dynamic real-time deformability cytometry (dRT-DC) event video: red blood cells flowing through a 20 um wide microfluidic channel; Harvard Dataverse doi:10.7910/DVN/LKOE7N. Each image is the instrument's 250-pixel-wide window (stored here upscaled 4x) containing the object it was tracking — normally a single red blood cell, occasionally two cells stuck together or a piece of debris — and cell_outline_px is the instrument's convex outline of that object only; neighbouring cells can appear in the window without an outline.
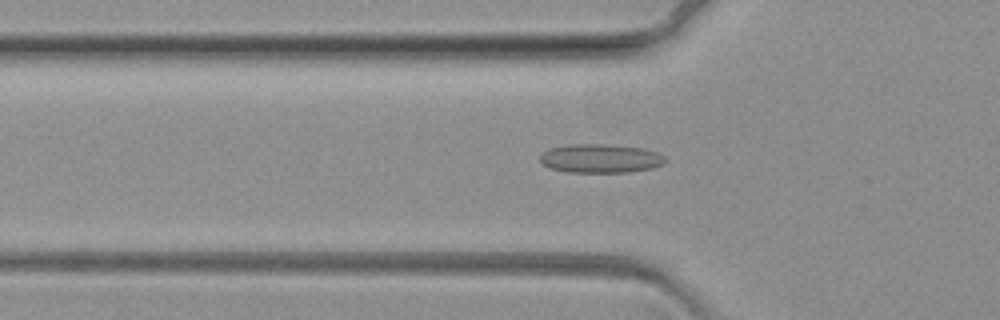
{"species": "common noctule bat (a hibernating species)", "species_latin": "Nyctalus noctula", "temperature_condition": "warm", "stored_images_in_passage": 48, "camera_frame_rate_fps": 3000, "um_per_image_px": 0.085, "animal": {"sex": "female", "body_mass_g": 19.3, "forearm_length_mm": 54.1}, "frame": {"image": 1, "passage_image": 3, "time_ms": 0.667, "image_size_px": [1000, 320], "cell_outline_px": [[664, 164], [652, 168], [628, 172], [568, 172], [552, 168], [544, 164], [540, 160], [540, 156], [548, 148], [568, 144], [608, 144], [644, 148], [656, 152], [664, 156]], "centroid_in_image_um": [51.04, 13.46], "position_along_channel_um": 74.8, "area_um2": 20.98}}
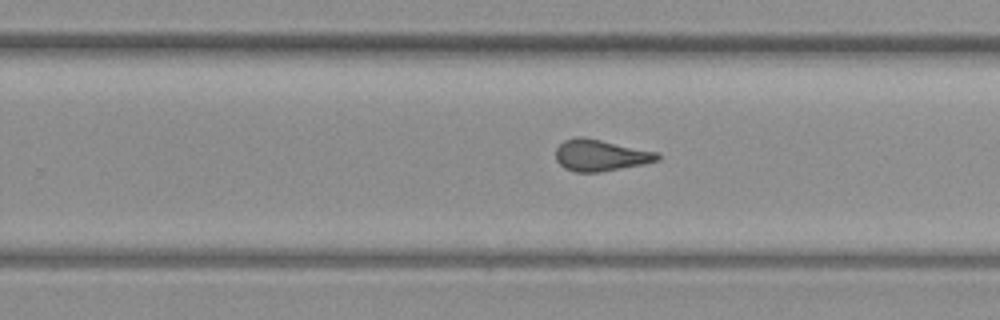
{"frame": {"image": 2, "passage_image": 23, "time_ms": 7.333, "image_size_px": [1000, 320], "cell_outline_px": [[660, 160], [644, 164], [600, 172], [576, 172], [564, 168], [556, 160], [556, 148], [564, 140], [576, 136], [584, 136], [660, 152]], "centroid_in_image_um": [51.07, 13.19], "position_along_channel_um": 278.7, "area_um2": 18.96}}
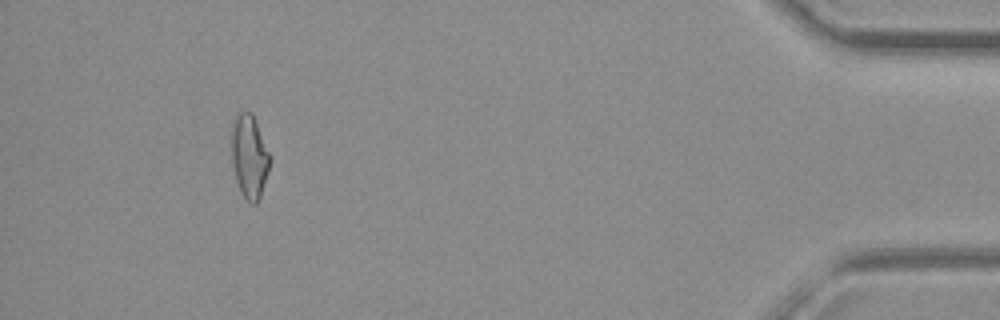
{"frame": {"image": 3, "passage_image": 43, "time_ms": 14.0, "image_size_px": [1000, 320], "cell_outline_px": [[272, 160], [260, 200], [256, 204], [252, 204], [240, 192], [236, 180], [232, 164], [232, 120], [240, 112], [252, 112], [272, 156]], "centroid_in_image_um": [21.23, 13.31], "position_along_channel_um": 414.0, "area_um2": 19.07}}